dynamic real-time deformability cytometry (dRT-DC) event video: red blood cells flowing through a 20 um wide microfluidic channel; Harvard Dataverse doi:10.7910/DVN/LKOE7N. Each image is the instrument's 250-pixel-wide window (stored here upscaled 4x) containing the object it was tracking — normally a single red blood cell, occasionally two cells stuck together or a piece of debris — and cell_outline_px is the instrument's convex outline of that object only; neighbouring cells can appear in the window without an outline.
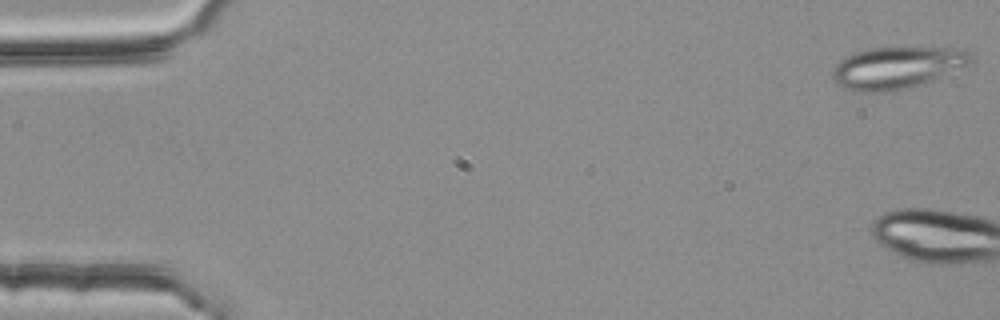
{"species": "common noctule bat (a hibernating species)", "species_latin": "Nyctalus noctula", "temperature_condition": "room temperature", "stored_images_in_passage": 4, "camera_frame_rate_fps": 3000, "um_per_image_px": 0.085, "animal": {"sex": "female", "body_mass_g": 25.1}, "frame": {"image": 1, "passage_image": 1, "time_ms": 0.0, "image_size_px": [1000, 320], "cell_outline_px": [[972, 60], [968, 64], [920, 84], [908, 88], [880, 92], [852, 92], [836, 84], [832, 80], [832, 72], [836, 64], [840, 60], [856, 52], [872, 48], [964, 48], [972, 52]], "centroid_in_image_um": [76.19, 5.75], "position_along_channel_um": 8.8, "area_um2": 33.47}}